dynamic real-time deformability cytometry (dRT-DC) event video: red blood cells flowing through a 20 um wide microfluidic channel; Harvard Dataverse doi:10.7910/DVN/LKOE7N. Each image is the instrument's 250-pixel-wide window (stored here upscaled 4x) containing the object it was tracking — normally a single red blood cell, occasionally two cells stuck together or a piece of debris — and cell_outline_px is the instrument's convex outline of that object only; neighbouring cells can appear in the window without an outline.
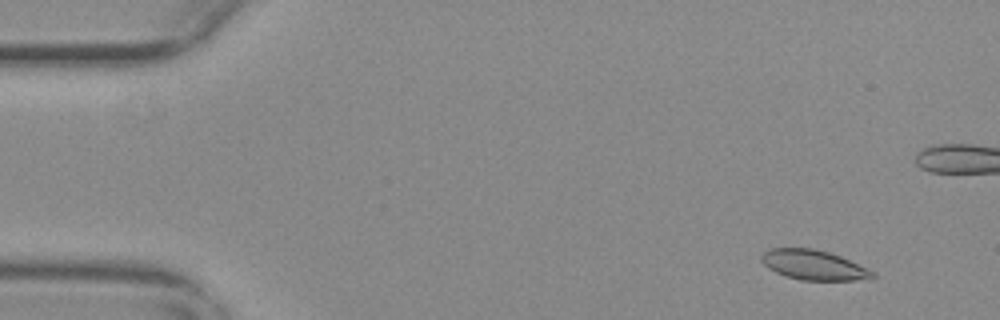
{"species": "common noctule bat (a hibernating species)", "species_latin": "Nyctalus noctula", "temperature_condition": "warm", "stored_images_in_passage": 50, "camera_frame_rate_fps": 3000, "um_per_image_px": 0.085, "animal": {"sex": "female", "body_mass_g": 29.2, "forearm_length_mm": 56.3}, "frame": {"image": 1, "passage_image": 4, "time_ms": 1.0, "image_size_px": [1000, 320], "cell_outline_px": [[876, 276], [868, 280], [800, 280], [784, 276], [768, 268], [760, 260], [760, 256], [768, 248], [812, 248], [828, 252], [840, 256], [868, 268], [876, 272]], "centroid_in_image_um": [69.17, 22.53], "position_along_channel_um": 15.8, "area_um2": 19.54}}
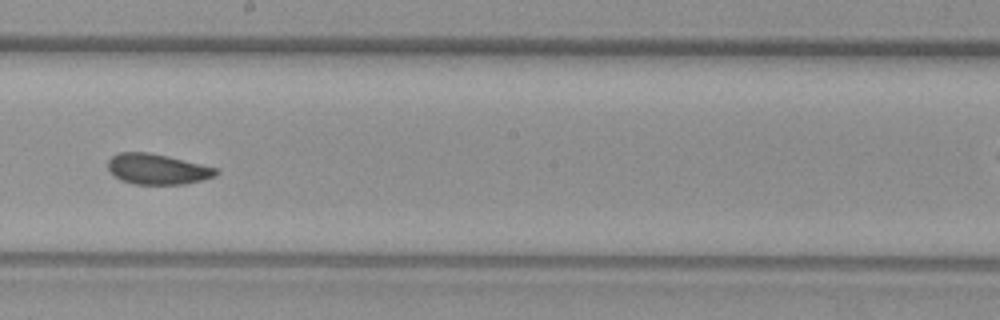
{"frame": {"image": 2, "passage_image": 31, "time_ms": 10.0, "image_size_px": [1000, 320], "cell_outline_px": [[220, 172], [216, 176], [204, 180], [184, 184], [132, 184], [120, 180], [112, 176], [108, 168], [108, 160], [116, 152], [148, 152], [168, 156], [216, 168]], "centroid_in_image_um": [13.35, 14.38], "position_along_channel_um": 234.9, "area_um2": 19.42}}
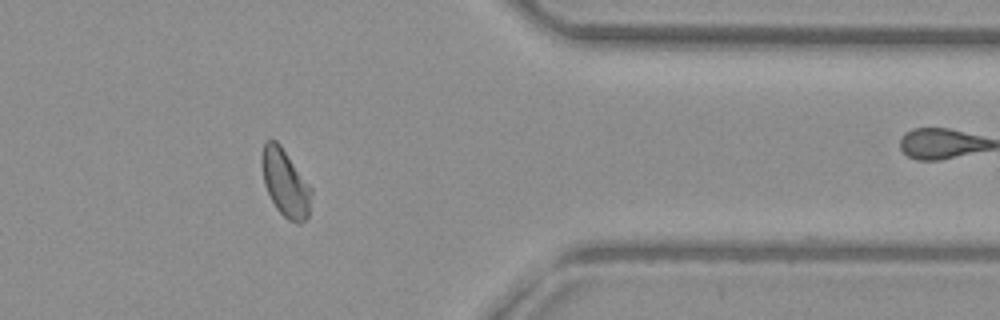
{"frame": {"image": 3, "passage_image": 45, "time_ms": 14.667, "image_size_px": [1000, 320], "cell_outline_px": [[312, 192], [308, 216], [300, 224], [296, 224], [288, 220], [276, 208], [264, 184], [260, 164], [260, 156], [264, 140], [276, 140], [280, 144], [312, 188]], "centroid_in_image_um": [24.22, 15.53], "position_along_channel_um": 387.2, "area_um2": 19.59}, "authors_computed_cell_mechanics": {"area_um2": 19.5364, "velocity_mm_per_s": 3.6704, "shape_relaxation_time_tau1_ms": null, "shape_relaxation_time_tau2_ms": 2.5655, "deformation_change_tau1": null, "deformation_change_tau2": 0.0737}}